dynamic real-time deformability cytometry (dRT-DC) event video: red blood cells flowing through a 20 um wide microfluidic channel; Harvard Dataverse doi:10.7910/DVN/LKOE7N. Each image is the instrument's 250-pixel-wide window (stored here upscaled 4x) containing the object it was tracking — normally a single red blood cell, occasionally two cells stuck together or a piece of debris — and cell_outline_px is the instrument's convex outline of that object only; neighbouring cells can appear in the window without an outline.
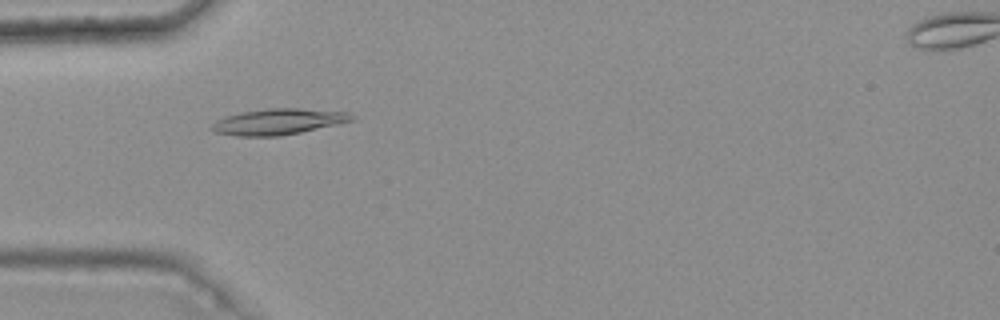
{"species": "common noctule bat (a hibernating species)", "species_latin": "Nyctalus noctula", "temperature_condition": "warm", "stored_images_in_passage": 2, "camera_frame_rate_fps": 3000, "um_per_image_px": 0.085, "animal": {"sex": "female", "body_mass_g": 25.1}, "frame": {"image": 1, "passage_image": 1, "time_ms": 0.0, "image_size_px": [1000, 320], "cell_outline_px": [[356, 116], [352, 120], [336, 124], [300, 132], [280, 136], [236, 136], [216, 132], [208, 128], [216, 120], [240, 112], [268, 108], [300, 108], [348, 112]], "centroid_in_image_um": [23.63, 10.34], "position_along_channel_um": 61.4, "area_um2": 21.04}}
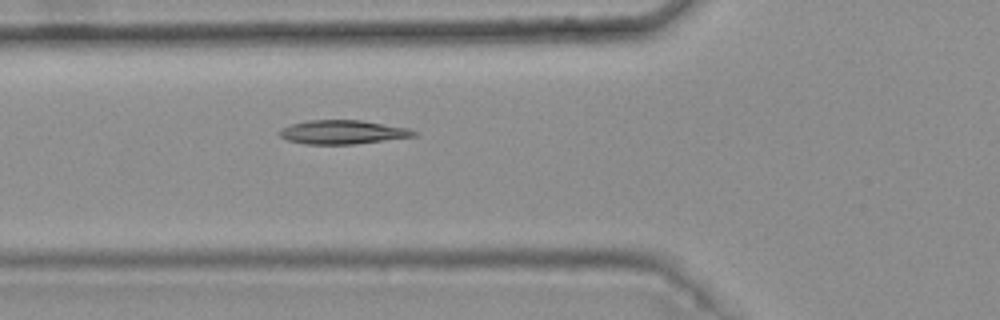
{"frame": {"image": 2, "passage_image": 2, "time_ms": 0.333, "image_size_px": [1000, 320], "cell_outline_px": [[420, 132], [416, 136], [356, 144], [304, 144], [288, 140], [280, 136], [276, 132], [292, 124], [308, 120], [360, 120], [408, 128]], "centroid_in_image_um": [29.15, 11.23], "position_along_channel_um": 96.7, "area_um2": 18.67}}